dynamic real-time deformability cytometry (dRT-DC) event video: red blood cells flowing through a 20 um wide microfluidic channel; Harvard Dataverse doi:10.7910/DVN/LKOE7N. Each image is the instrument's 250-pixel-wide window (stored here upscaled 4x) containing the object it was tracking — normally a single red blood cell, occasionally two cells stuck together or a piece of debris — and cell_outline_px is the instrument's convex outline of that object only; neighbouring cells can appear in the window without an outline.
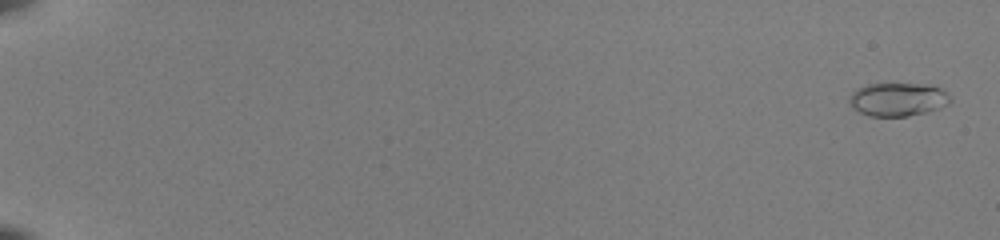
{"species": "common noctule bat (a hibernating species)", "species_latin": "Nyctalus noctula", "temperature_condition": "room temperature", "stored_images_in_passage": 54, "camera_frame_rate_fps": 3000, "um_per_image_px": 0.085, "animal": {"sex": "female", "body_mass_g": 22.0, "forearm_length_mm": 56.7}, "frame": {"image": 1, "passage_image": 2, "time_ms": 0.333, "image_size_px": [1000, 240], "cell_outline_px": [[952, 100], [948, 104], [940, 108], [908, 116], [868, 116], [852, 108], [848, 100], [852, 92], [856, 88], [868, 84], [924, 84], [940, 88], [948, 92]], "centroid_in_image_um": [76.31, 8.45], "position_along_channel_um": 8.7, "area_um2": 19.71}}
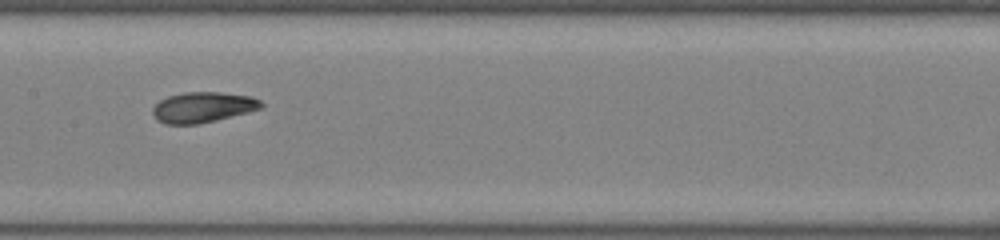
{"frame": {"image": 2, "passage_image": 31, "time_ms": 10.0, "image_size_px": [1000, 240], "cell_outline_px": [[264, 104], [260, 108], [248, 112], [216, 120], [196, 124], [164, 124], [156, 120], [152, 112], [152, 108], [160, 100], [168, 96], [184, 92], [220, 92], [252, 96], [260, 100]], "centroid_in_image_um": [17.22, 9.11], "position_along_channel_um": 190.2, "area_um2": 19.31}}
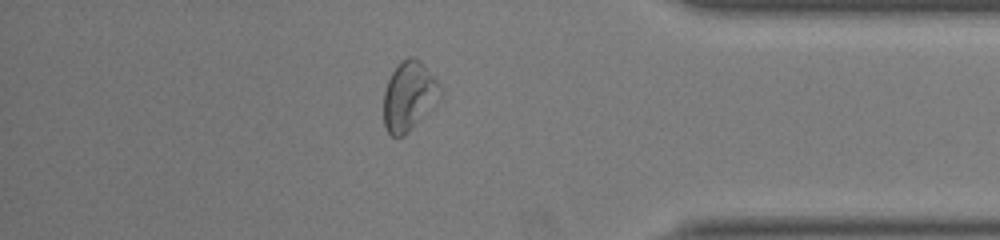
{"frame": {"image": 3, "passage_image": 48, "time_ms": 15.667, "image_size_px": [1000, 240], "cell_outline_px": [[444, 92], [404, 136], [392, 136], [388, 132], [384, 124], [384, 92], [388, 80], [392, 72], [400, 60], [408, 56], [412, 56], [420, 60], [440, 84]], "centroid_in_image_um": [34.75, 8.12], "position_along_channel_um": 400.4, "area_um2": 22.54}, "authors_computed_cell_mechanics": {"area_um2": 19.1896, "velocity_mm_per_s": 3.9844, "shape_relaxation_time_tau1_ms": 3.4167, "shape_relaxation_time_tau2_ms": 2.2635, "deformation_change_tau1": 0.1167, "deformation_change_tau2": 0.0678}}